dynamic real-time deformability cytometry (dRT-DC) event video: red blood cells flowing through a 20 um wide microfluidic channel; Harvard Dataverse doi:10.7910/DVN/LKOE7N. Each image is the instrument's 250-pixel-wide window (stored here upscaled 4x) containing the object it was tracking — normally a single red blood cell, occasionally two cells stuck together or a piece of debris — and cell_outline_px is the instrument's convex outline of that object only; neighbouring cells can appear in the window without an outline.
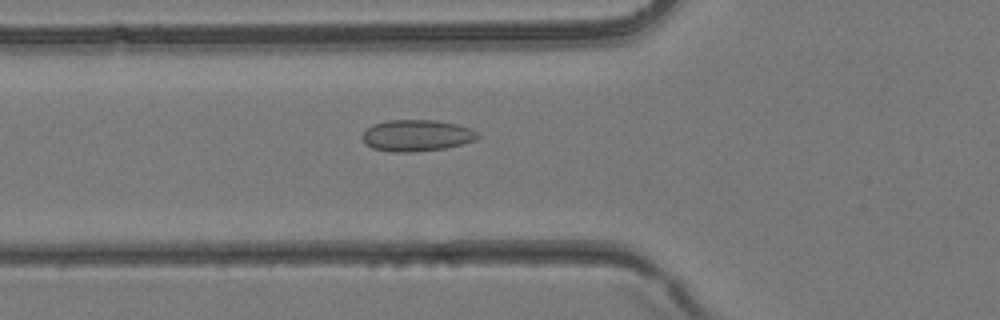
{"species": "common noctule bat (a hibernating species)", "species_latin": "Nyctalus noctula", "temperature_condition": "room temperature", "stored_images_in_passage": 30, "camera_frame_rate_fps": 3000, "um_per_image_px": 0.085, "animal": {"sex": "female", "body_mass_g": 24.6, "forearm_length_mm": 56.2}, "frame": {"image": 1, "passage_image": 4, "time_ms": 1.0, "image_size_px": [1000, 320], "cell_outline_px": [[480, 136], [476, 140], [464, 144], [444, 148], [412, 152], [392, 152], [372, 148], [360, 136], [364, 128], [372, 124], [388, 120], [436, 120], [456, 124], [472, 128], [480, 132]], "centroid_in_image_um": [35.43, 11.51], "position_along_channel_um": 90.4, "area_um2": 21.5}}
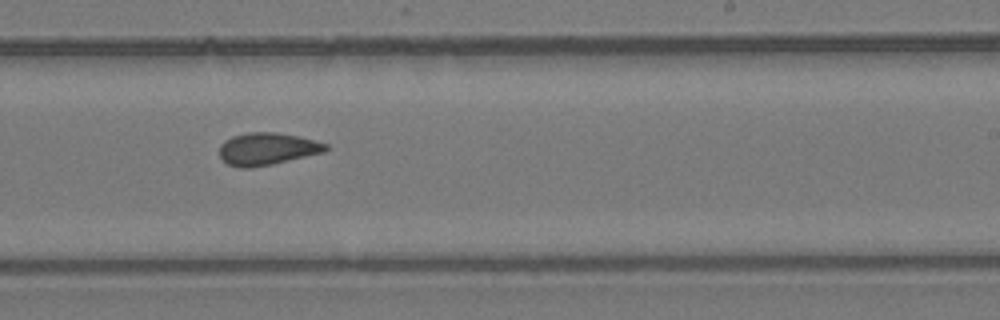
{"frame": {"image": 2, "passage_image": 14, "time_ms": 4.333, "image_size_px": [1000, 320], "cell_outline_px": [[328, 148], [324, 152], [272, 164], [252, 168], [240, 168], [228, 164], [220, 156], [220, 144], [224, 140], [232, 136], [248, 132], [276, 132], [300, 136], [328, 144]], "centroid_in_image_um": [22.7, 12.65], "position_along_channel_um": 266.3, "area_um2": 20.06}}
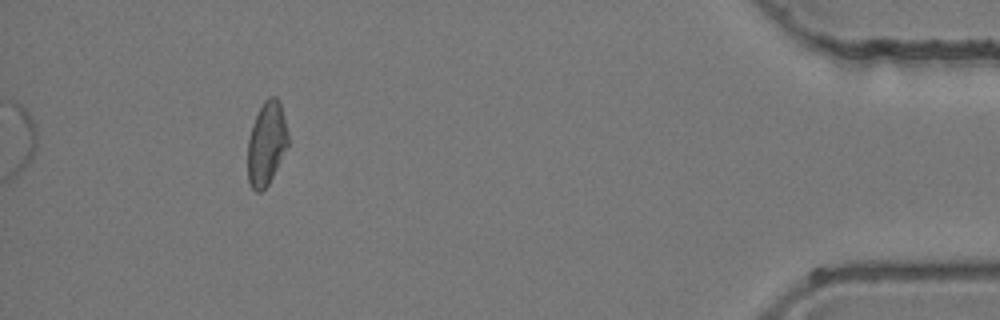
{"frame": {"image": 3, "passage_image": 26, "time_ms": 8.333, "image_size_px": [1000, 320], "cell_outline_px": [[288, 148], [268, 184], [260, 192], [256, 192], [252, 188], [248, 180], [248, 140], [252, 124], [264, 100], [268, 96], [276, 96], [280, 100], [288, 132]], "centroid_in_image_um": [22.67, 12.17], "position_along_channel_um": 412.5, "area_um2": 19.77}}